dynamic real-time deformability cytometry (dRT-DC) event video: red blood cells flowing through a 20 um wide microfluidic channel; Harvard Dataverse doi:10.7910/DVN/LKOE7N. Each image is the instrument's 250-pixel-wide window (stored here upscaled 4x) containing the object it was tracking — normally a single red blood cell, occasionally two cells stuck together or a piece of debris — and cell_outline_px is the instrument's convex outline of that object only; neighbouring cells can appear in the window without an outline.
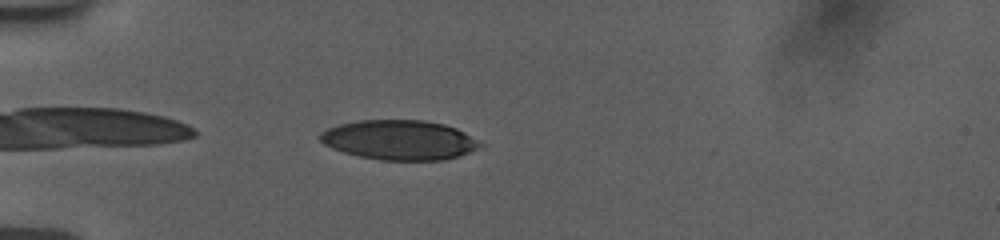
{"species": "human", "species_latin": "Homo sapiens", "temperature_condition": "room temperature", "stored_images_in_passage": 10, "camera_frame_rate_fps": 3000, "um_per_image_px": 0.085, "donor": {"sex": "female"}, "frame": {"image": 1, "passage_image": 2, "time_ms": 0.333, "image_size_px": [1000, 240], "cell_outline_px": [[484, 144], [480, 148], [460, 156], [444, 160], [380, 160], [360, 156], [344, 152], [332, 148], [324, 144], [320, 140], [320, 132], [328, 128], [340, 124], [360, 120], [424, 120], [444, 124], [456, 128], [464, 132]], "centroid_in_image_um": [33.98, 11.9], "position_along_channel_um": 51.0, "area_um2": 37.05}}
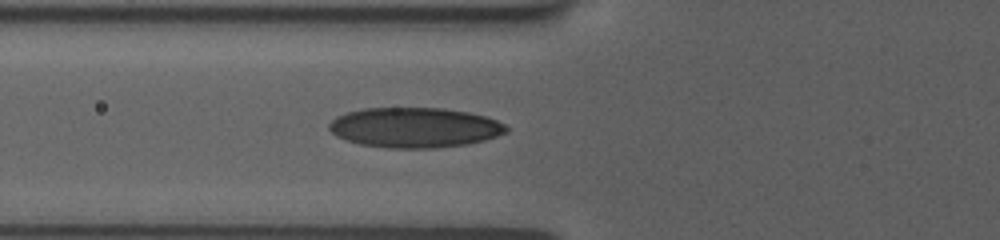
{"frame": {"image": 2, "passage_image": 7, "time_ms": 2.0, "image_size_px": [1000, 240], "cell_outline_px": [[508, 132], [484, 140], [468, 144], [436, 148], [388, 148], [360, 144], [336, 136], [328, 128], [328, 124], [336, 116], [348, 112], [364, 108], [444, 108], [468, 112], [484, 116], [496, 120], [504, 124], [508, 128]], "centroid_in_image_um": [35.24, 10.84], "position_along_channel_um": 90.6, "area_um2": 41.38}}